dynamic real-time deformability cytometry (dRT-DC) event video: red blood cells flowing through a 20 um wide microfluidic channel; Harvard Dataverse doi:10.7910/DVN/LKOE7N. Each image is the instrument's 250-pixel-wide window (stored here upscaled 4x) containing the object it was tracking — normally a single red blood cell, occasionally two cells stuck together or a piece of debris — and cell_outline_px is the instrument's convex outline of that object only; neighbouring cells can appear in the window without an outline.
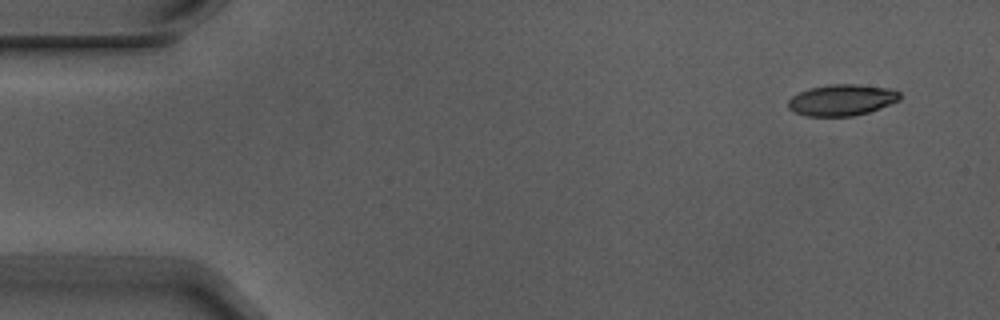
{"species": "Egyptian fruit bat (a non-hibernating species)", "species_latin": "Rousettus aegyptiacus", "temperature_condition": "warm", "stored_images_in_passage": 4, "camera_frame_rate_fps": 3000, "um_per_image_px": 0.085, "animal": {"sex": "male"}, "frame": {"image": 1, "passage_image": 1, "time_ms": 0.0, "image_size_px": [1000, 320], "cell_outline_px": [[900, 100], [880, 108], [868, 112], [852, 116], [804, 116], [788, 108], [788, 100], [792, 96], [800, 92], [812, 88], [828, 84], [856, 84], [888, 88], [900, 92]], "centroid_in_image_um": [71.55, 8.5], "position_along_channel_um": 13.4, "area_um2": 20.23}}
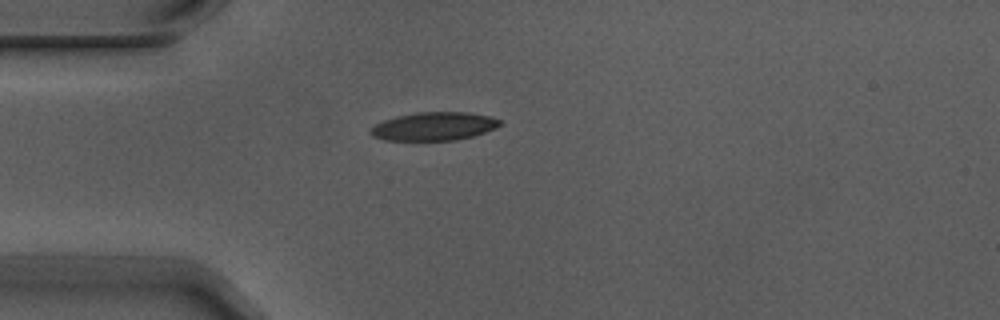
{"frame": {"image": 2, "passage_image": 4, "time_ms": 1.0, "image_size_px": [1000, 320], "cell_outline_px": [[504, 124], [496, 128], [472, 136], [456, 140], [384, 140], [372, 136], [368, 132], [376, 124], [384, 120], [396, 116], [416, 112], [468, 112], [492, 116], [500, 120]], "centroid_in_image_um": [36.91, 10.73], "position_along_channel_um": 48.1, "area_um2": 21.44}}